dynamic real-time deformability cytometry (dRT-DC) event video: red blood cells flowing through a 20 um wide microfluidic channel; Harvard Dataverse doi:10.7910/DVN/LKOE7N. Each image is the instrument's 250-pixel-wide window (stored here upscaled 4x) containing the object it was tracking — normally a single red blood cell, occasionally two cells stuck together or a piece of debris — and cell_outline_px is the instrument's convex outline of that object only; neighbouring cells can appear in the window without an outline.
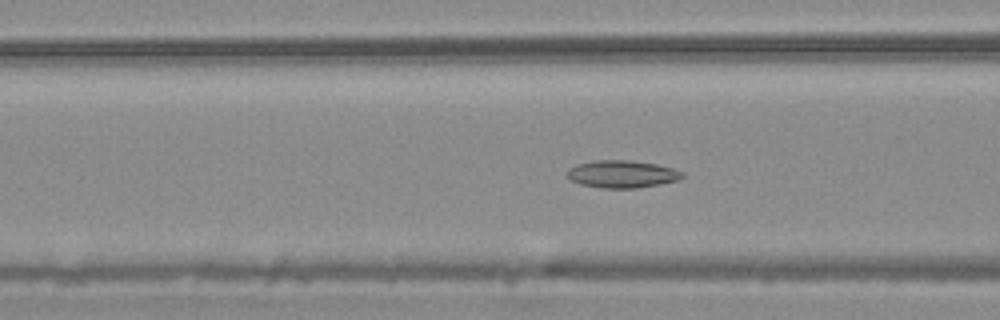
{"species": "common noctule bat (a hibernating species)", "species_latin": "Nyctalus noctula", "temperature_condition": "warm", "stored_images_in_passage": 38, "camera_frame_rate_fps": 3000, "um_per_image_px": 0.085, "animal": {"sex": "male", "body_mass_g": 20.4}, "frame": {"image": 1, "passage_image": 5, "time_ms": 1.333, "image_size_px": [1000, 320], "cell_outline_px": [[684, 176], [680, 180], [660, 184], [636, 188], [600, 188], [580, 184], [564, 176], [568, 168], [576, 164], [592, 160], [628, 160], [656, 164], [672, 168], [684, 172]], "centroid_in_image_um": [52.84, 14.79], "position_along_channel_um": 113.8, "area_um2": 18.67}}
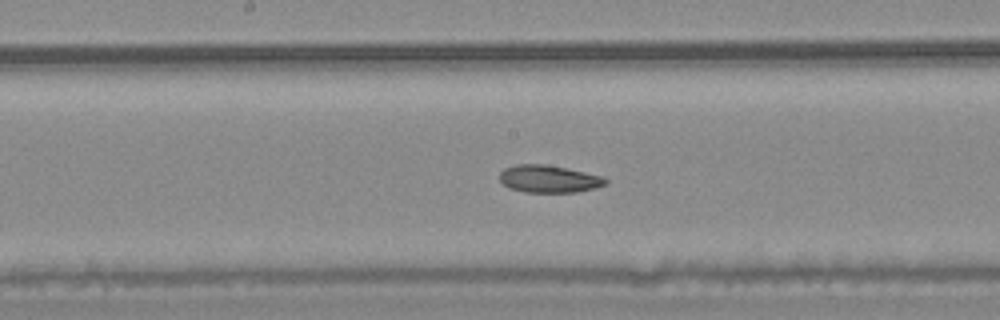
{"frame": {"image": 2, "passage_image": 12, "time_ms": 3.667, "image_size_px": [1000, 320], "cell_outline_px": [[608, 184], [596, 188], [576, 192], [524, 192], [508, 188], [500, 180], [500, 172], [504, 168], [516, 164], [544, 164], [568, 168], [600, 176], [608, 180]], "centroid_in_image_um": [46.65, 15.21], "position_along_channel_um": 201.6, "area_um2": 16.99}}
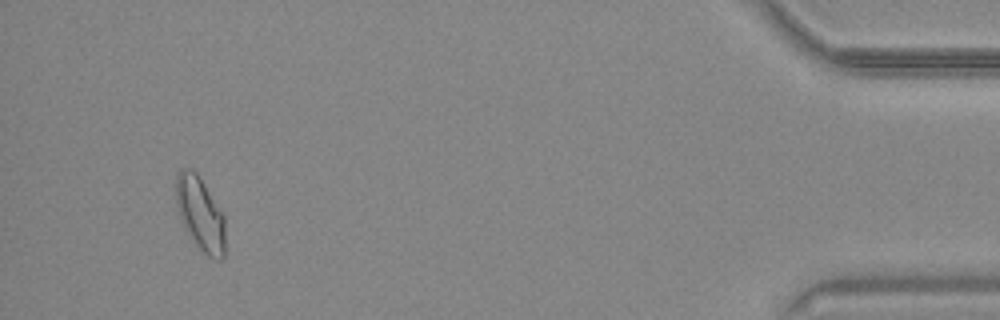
{"frame": {"image": 3, "passage_image": 35, "time_ms": 11.333, "image_size_px": [1000, 320], "cell_outline_px": [[224, 256], [220, 260], [216, 260], [208, 256], [188, 236], [180, 220], [176, 204], [176, 172], [180, 168], [192, 168], [196, 172], [204, 184], [224, 216]], "centroid_in_image_um": [16.98, 18.16], "position_along_channel_um": 418.2, "area_um2": 21.15}, "authors_computed_cell_mechanics": {"area_um2": 17.5134, "velocity_mm_per_s": 3.7603, "shape_relaxation_time_tau1_ms": null, "shape_relaxation_time_tau2_ms": 6.5357, "deformation_change_tau1": null, "deformation_change_tau2": 0.1214}}